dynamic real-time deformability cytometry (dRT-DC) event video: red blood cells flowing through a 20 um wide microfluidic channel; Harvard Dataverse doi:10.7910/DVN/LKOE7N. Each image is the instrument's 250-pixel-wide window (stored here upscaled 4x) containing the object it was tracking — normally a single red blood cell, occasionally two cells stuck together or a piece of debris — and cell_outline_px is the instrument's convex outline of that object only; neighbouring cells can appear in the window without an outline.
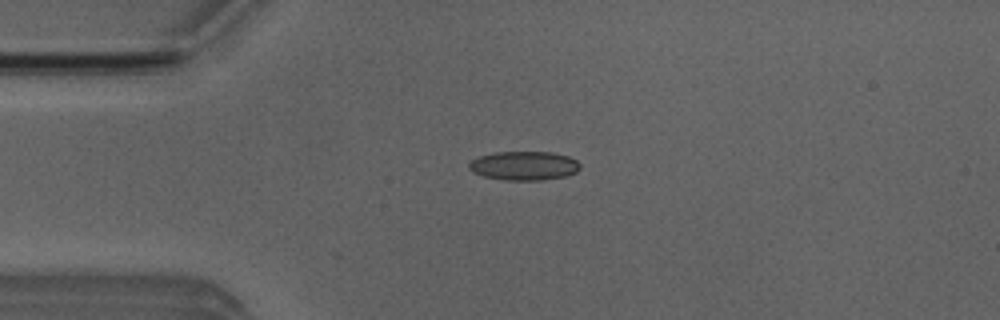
{"species": "Egyptian fruit bat (a non-hibernating species)", "species_latin": "Rousettus aegyptiacus", "temperature_condition": "room temperature", "stored_images_in_passage": 36, "camera_frame_rate_fps": 3000, "um_per_image_px": 0.085, "animal": {"sex": "male"}, "frame": {"image": 1, "passage_image": 3, "time_ms": 0.667, "image_size_px": [1000, 320], "cell_outline_px": [[580, 168], [576, 172], [564, 176], [544, 180], [504, 180], [484, 176], [472, 172], [468, 168], [468, 164], [472, 160], [480, 156], [496, 152], [552, 152], [568, 156], [576, 160], [580, 164]], "centroid_in_image_um": [44.54, 14.09], "position_along_channel_um": 40.5, "area_um2": 18.73}}
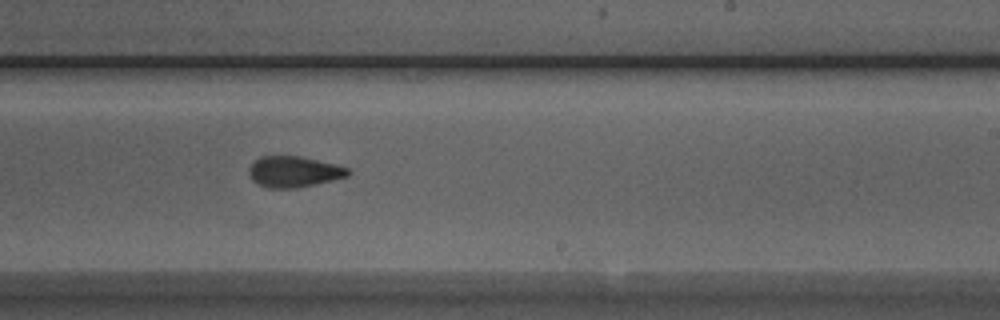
{"frame": {"image": 2, "passage_image": 22, "time_ms": 7.0, "image_size_px": [1000, 320], "cell_outline_px": [[352, 172], [348, 176], [296, 188], [268, 188], [252, 180], [248, 172], [248, 168], [260, 156], [300, 156], [336, 164], [348, 168]], "centroid_in_image_um": [24.98, 14.59], "position_along_channel_um": 264.0, "area_um2": 17.74}}
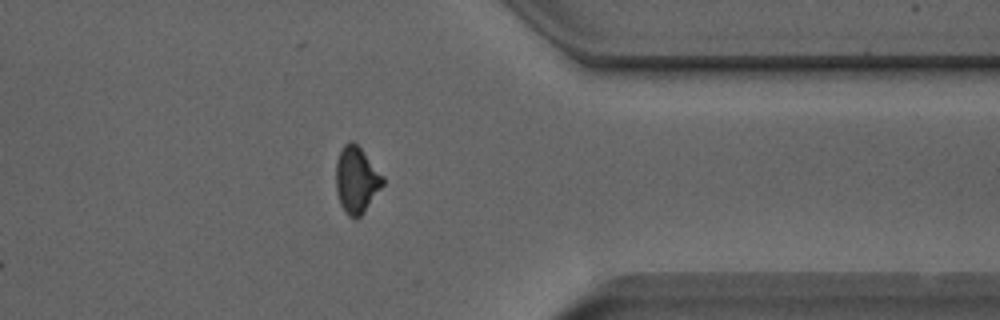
{"frame": {"image": 3, "passage_image": 32, "time_ms": 10.333, "image_size_px": [1000, 320], "cell_outline_px": [[384, 184], [360, 216], [348, 216], [344, 212], [340, 204], [336, 192], [336, 160], [344, 144], [348, 140], [352, 140], [360, 148], [384, 176]], "centroid_in_image_um": [30.28, 15.27], "position_along_channel_um": 381.1, "area_um2": 17.98}, "authors_computed_cell_mechanics": {"area_um2": 18.3515, "velocity_mm_per_s": 3.887, "shape_relaxation_time_tau1_ms": 5.4124, "shape_relaxation_time_tau2_ms": 2.1096, "deformation_change_tau1": 0.1247, "deformation_change_tau2": 0.0866}}